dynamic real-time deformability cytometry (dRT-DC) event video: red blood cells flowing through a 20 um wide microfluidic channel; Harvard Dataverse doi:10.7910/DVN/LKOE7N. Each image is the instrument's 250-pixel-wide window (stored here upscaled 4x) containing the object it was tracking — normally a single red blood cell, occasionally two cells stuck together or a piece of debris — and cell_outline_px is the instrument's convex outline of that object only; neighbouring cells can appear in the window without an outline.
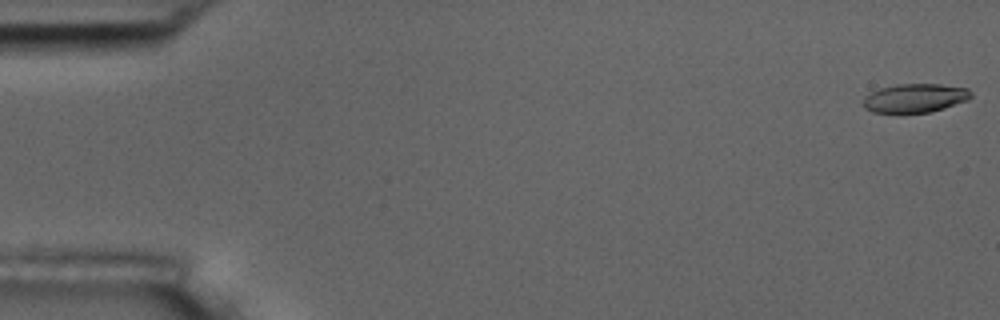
{"species": "common noctule bat (a hibernating species)", "species_latin": "Nyctalus noctula", "temperature_condition": "room temperature", "stored_images_in_passage": 54, "camera_frame_rate_fps": 3000, "um_per_image_px": 0.085, "animal": {"sex": "male", "body_mass_g": 17.5, "forearm_length_mm": 52.3}, "frame": {"image": 1, "passage_image": 1, "time_ms": 0.0, "image_size_px": [1000, 320], "cell_outline_px": [[972, 96], [968, 100], [932, 112], [904, 116], [872, 112], [864, 108], [864, 96], [880, 88], [896, 84], [940, 84], [968, 88], [972, 92]], "centroid_in_image_um": [77.75, 8.39], "position_along_channel_um": 7.2, "area_um2": 18.9}}
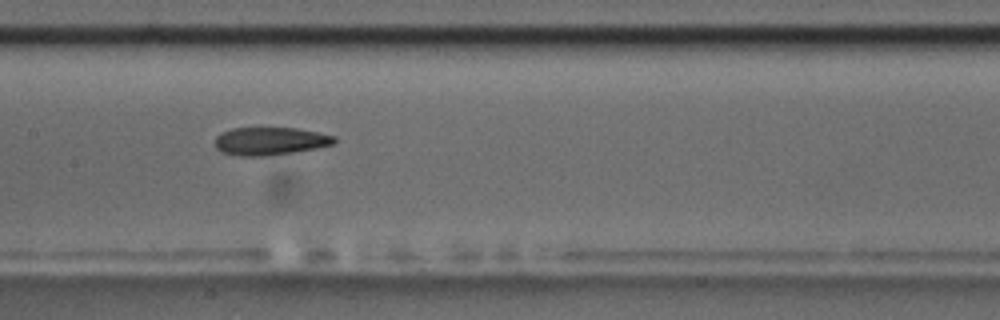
{"frame": {"image": 2, "passage_image": 27, "time_ms": 8.667, "image_size_px": [1000, 320], "cell_outline_px": [[336, 140], [332, 144], [316, 148], [296, 152], [268, 156], [236, 156], [220, 152], [216, 148], [216, 136], [220, 132], [232, 128], [296, 128], [336, 136]], "centroid_in_image_um": [22.92, 12.0], "position_along_channel_um": 184.5, "area_um2": 19.54}}
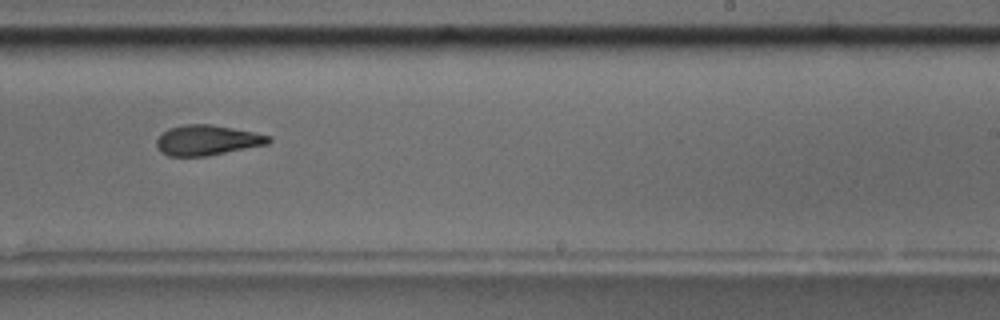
{"frame": {"image": 3, "passage_image": 34, "time_ms": 11.0, "image_size_px": [1000, 320], "cell_outline_px": [[272, 140], [268, 144], [204, 156], [168, 156], [160, 152], [156, 148], [156, 140], [168, 128], [184, 124], [212, 124], [272, 136]], "centroid_in_image_um": [17.58, 11.91], "position_along_channel_um": 271.4, "area_um2": 19.65}, "authors_computed_cell_mechanics": {"area_um2": 19.652, "velocity_mm_per_s": 3.7373, "shape_relaxation_time_tau1_ms": 4.9039, "shape_relaxation_time_tau2_ms": null, "deformation_change_tau1": 0.1819, "deformation_change_tau2": null}}